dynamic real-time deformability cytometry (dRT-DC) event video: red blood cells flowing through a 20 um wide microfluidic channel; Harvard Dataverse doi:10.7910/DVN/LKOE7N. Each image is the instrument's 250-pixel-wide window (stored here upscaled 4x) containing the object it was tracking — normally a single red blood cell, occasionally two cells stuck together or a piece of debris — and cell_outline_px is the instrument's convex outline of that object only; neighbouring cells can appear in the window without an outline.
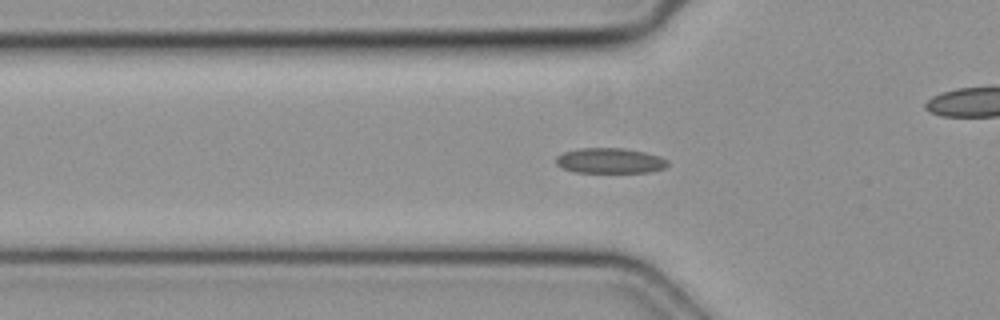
{"species": "common noctule bat (a hibernating species)", "species_latin": "Nyctalus noctula", "temperature_condition": "cold", "stored_images_in_passage": 38, "camera_frame_rate_fps": 3000, "um_per_image_px": 0.085, "animal": {"sex": "female", "body_mass_g": 19.3, "forearm_length_mm": 54.1}, "frame": {"image": 1, "passage_image": 6, "time_ms": 1.667, "image_size_px": [1000, 320], "cell_outline_px": [[668, 164], [664, 168], [648, 172], [572, 172], [560, 168], [556, 164], [556, 156], [564, 152], [580, 148], [624, 148], [644, 152], [660, 156], [668, 160]], "centroid_in_image_um": [51.81, 13.66], "position_along_channel_um": 74.0, "area_um2": 16.53}}
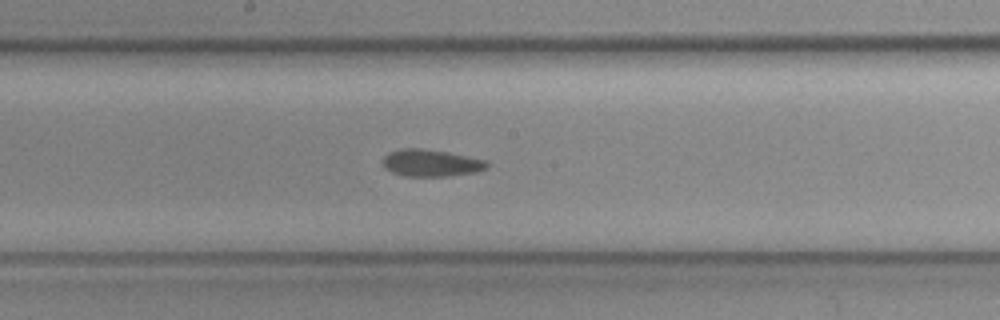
{"frame": {"image": 2, "passage_image": 16, "time_ms": 5.0, "image_size_px": [1000, 320], "cell_outline_px": [[488, 164], [484, 168], [476, 172], [448, 176], [404, 176], [392, 172], [384, 168], [384, 156], [388, 152], [400, 148], [420, 148], [448, 152], [484, 160]], "centroid_in_image_um": [36.58, 13.85], "position_along_channel_um": 211.6, "area_um2": 16.24}}
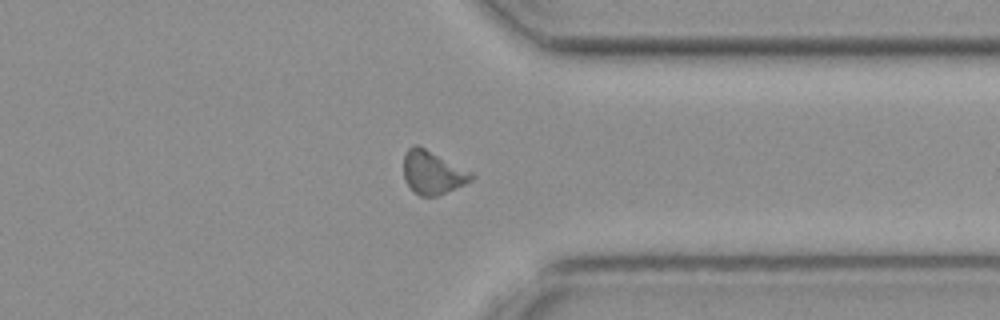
{"frame": {"image": 3, "passage_image": 28, "time_ms": 9.0, "image_size_px": [1000, 320], "cell_outline_px": [[476, 176], [472, 180], [464, 184], [436, 196], [420, 196], [404, 180], [404, 156], [408, 148], [412, 144], [416, 144], [472, 172]], "centroid_in_image_um": [36.76, 14.65], "position_along_channel_um": 374.6, "area_um2": 16.76}}